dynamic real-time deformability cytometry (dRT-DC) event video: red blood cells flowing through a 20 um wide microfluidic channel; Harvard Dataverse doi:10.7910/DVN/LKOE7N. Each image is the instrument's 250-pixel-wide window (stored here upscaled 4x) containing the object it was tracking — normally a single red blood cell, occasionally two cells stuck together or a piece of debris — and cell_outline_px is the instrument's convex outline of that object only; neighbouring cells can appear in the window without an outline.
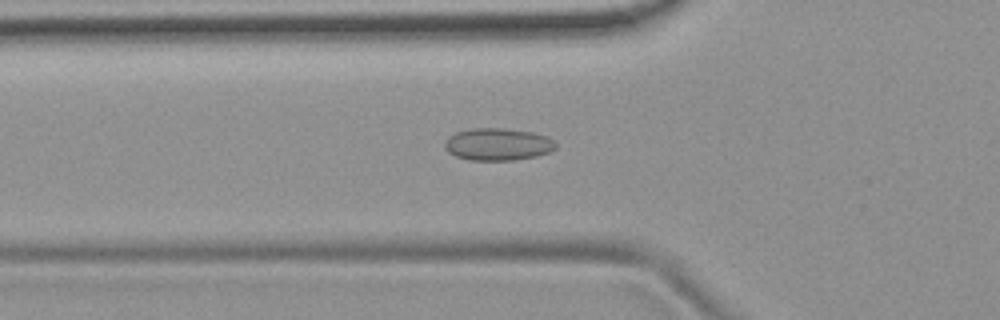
{"species": "common noctule bat (a hibernating species)", "species_latin": "Nyctalus noctula", "temperature_condition": "room temperature", "stored_images_in_passage": 53, "camera_frame_rate_fps": 3000, "um_per_image_px": 0.085, "animal": {"sex": "female", "body_mass_g": 19.9}, "frame": {"image": 1, "passage_image": 18, "time_ms": 5.667, "image_size_px": [1000, 320], "cell_outline_px": [[556, 148], [548, 152], [536, 156], [512, 160], [468, 160], [456, 156], [448, 152], [444, 148], [444, 144], [448, 136], [456, 132], [472, 128], [504, 128], [532, 132], [544, 136], [552, 140], [556, 144]], "centroid_in_image_um": [42.27, 12.26], "position_along_channel_um": 83.5, "area_um2": 20.81}}
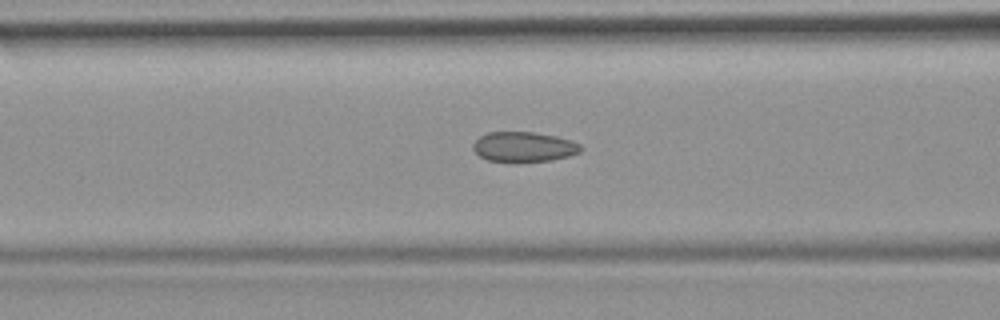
{"frame": {"image": 2, "passage_image": 21, "time_ms": 6.667, "image_size_px": [1000, 320], "cell_outline_px": [[580, 152], [568, 156], [552, 160], [488, 160], [480, 156], [472, 148], [472, 144], [480, 136], [488, 132], [532, 132], [556, 136], [580, 144]], "centroid_in_image_um": [44.5, 12.45], "position_along_channel_um": 122.1, "area_um2": 18.21}}
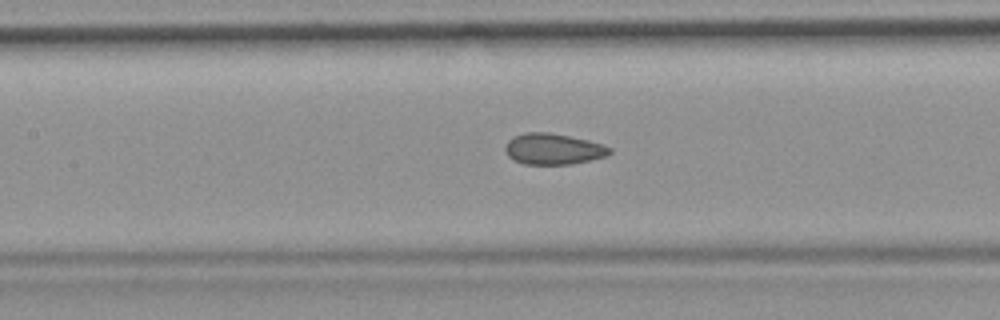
{"frame": {"image": 3, "passage_image": 24, "time_ms": 7.667, "image_size_px": [1000, 320], "cell_outline_px": [[612, 152], [604, 156], [572, 164], [524, 164], [512, 160], [508, 156], [504, 148], [508, 140], [524, 132], [552, 132], [588, 140], [612, 148]], "centroid_in_image_um": [46.99, 12.66], "position_along_channel_um": 160.4, "area_um2": 18.84}, "authors_computed_cell_mechanics": {"area_um2": 19.4786, "velocity_mm_per_s": 3.8138, "shape_relaxation_time_tau1_ms": null, "shape_relaxation_time_tau2_ms": 1.5265, "deformation_change_tau1": null, "deformation_change_tau2": 0.0644}}